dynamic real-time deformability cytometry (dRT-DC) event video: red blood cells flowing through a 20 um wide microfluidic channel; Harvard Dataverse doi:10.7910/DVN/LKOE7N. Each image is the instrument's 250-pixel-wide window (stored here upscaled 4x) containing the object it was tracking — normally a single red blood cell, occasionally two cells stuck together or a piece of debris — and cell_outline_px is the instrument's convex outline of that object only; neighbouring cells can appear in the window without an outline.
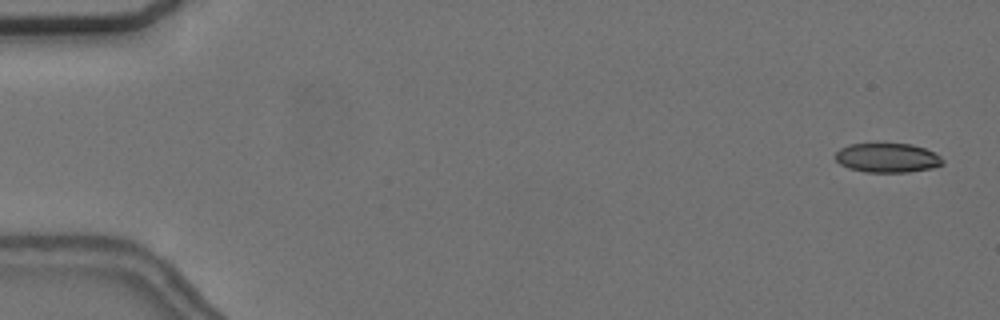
{"species": "common noctule bat (a hibernating species)", "species_latin": "Nyctalus noctula", "temperature_condition": "cold", "stored_images_in_passage": 10, "camera_frame_rate_fps": 3000, "um_per_image_px": 0.085, "animal": {"sex": "female", "body_mass_g": 24.6, "forearm_length_mm": 56.2}, "frame": {"image": 1, "passage_image": 1, "time_ms": 0.0, "image_size_px": [1000, 320], "cell_outline_px": [[944, 164], [932, 168], [908, 172], [864, 172], [848, 168], [840, 164], [836, 160], [836, 152], [840, 148], [848, 144], [876, 140], [912, 144], [924, 148], [940, 156], [944, 160]], "centroid_in_image_um": [75.39, 13.36], "position_along_channel_um": 9.6, "area_um2": 19.25}}
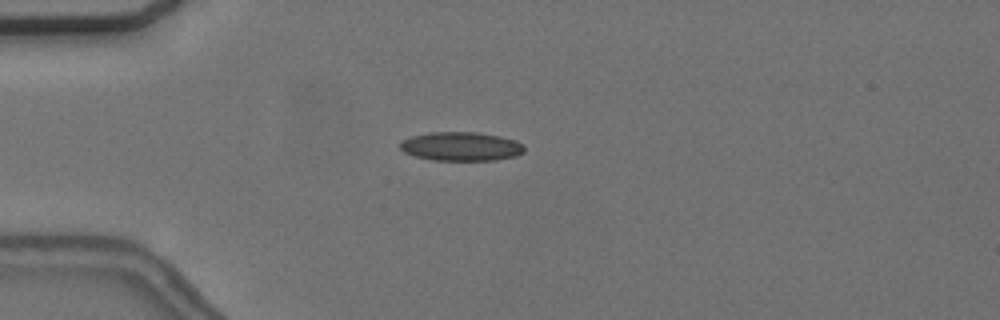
{"frame": {"image": 2, "passage_image": 4, "time_ms": 4.333, "image_size_px": [1000, 320], "cell_outline_px": [[524, 152], [516, 156], [496, 160], [432, 160], [416, 156], [404, 152], [400, 148], [400, 144], [404, 140], [412, 136], [428, 132], [476, 132], [500, 136], [516, 140], [524, 144]], "centroid_in_image_um": [39.23, 12.44], "position_along_channel_um": 45.8, "area_um2": 20.92}}